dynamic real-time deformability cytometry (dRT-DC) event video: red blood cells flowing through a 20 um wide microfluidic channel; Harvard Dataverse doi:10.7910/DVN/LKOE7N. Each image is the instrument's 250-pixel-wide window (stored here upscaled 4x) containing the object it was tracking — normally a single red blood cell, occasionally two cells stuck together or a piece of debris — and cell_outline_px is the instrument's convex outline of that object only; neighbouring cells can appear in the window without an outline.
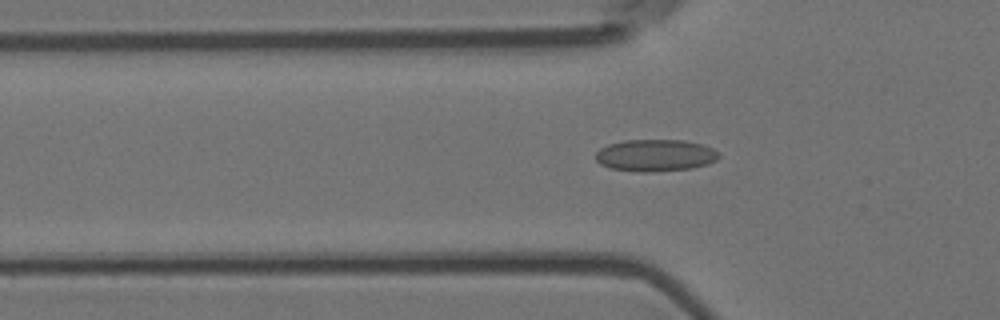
{"species": "Egyptian fruit bat (a non-hibernating species)", "species_latin": "Rousettus aegyptiacus", "temperature_condition": "room temperature", "stored_images_in_passage": 33, "camera_frame_rate_fps": 3000, "um_per_image_px": 0.085, "animal": {"sex": "female"}, "frame": {"image": 1, "passage_image": 2, "time_ms": 0.333, "image_size_px": [1000, 320], "cell_outline_px": [[720, 156], [716, 160], [708, 164], [692, 168], [652, 172], [640, 172], [612, 168], [600, 164], [596, 160], [596, 152], [600, 148], [608, 144], [624, 140], [684, 140], [704, 144], [720, 152]], "centroid_in_image_um": [55.73, 13.2], "position_along_channel_um": 70.1, "area_um2": 23.12}}
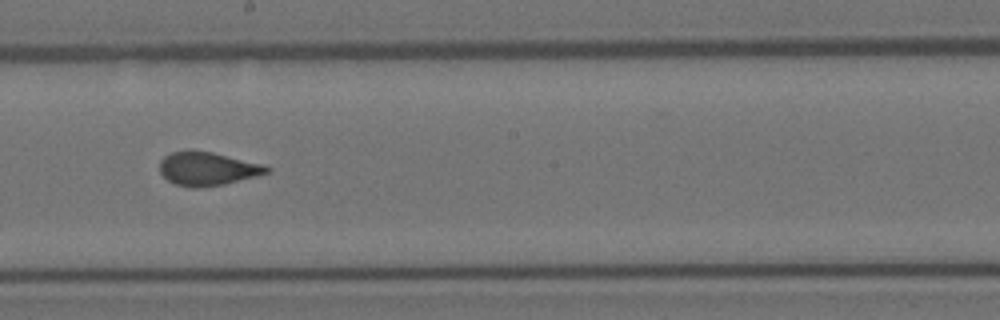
{"frame": {"image": 2, "passage_image": 15, "time_ms": 4.667, "image_size_px": [1000, 320], "cell_outline_px": [[272, 168], [268, 172], [256, 176], [224, 184], [196, 188], [192, 188], [176, 184], [168, 180], [160, 172], [160, 160], [164, 156], [172, 152], [188, 148], [192, 148], [212, 152], [260, 164]], "centroid_in_image_um": [17.58, 14.32], "position_along_channel_um": 230.6, "area_um2": 20.92}}
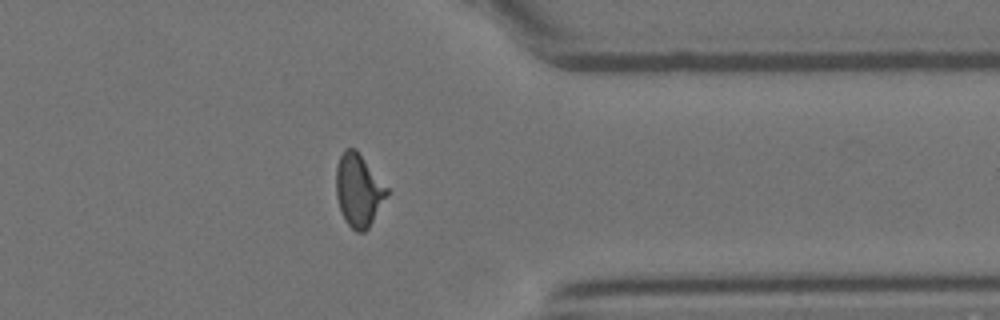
{"frame": {"image": 3, "passage_image": 28, "time_ms": 9.0, "image_size_px": [1000, 320], "cell_outline_px": [[388, 192], [368, 228], [364, 232], [356, 232], [344, 220], [336, 196], [336, 168], [340, 156], [344, 148], [356, 148], [388, 188]], "centroid_in_image_um": [30.45, 16.14], "position_along_channel_um": 380.9, "area_um2": 21.27}, "authors_computed_cell_mechanics": {"area_um2": 20.808, "velocity_mm_per_s": 3.6861, "shape_relaxation_time_tau1_ms": 10.9586, "shape_relaxation_time_tau2_ms": 0.72, "deformation_change_tau1": 0.2163, "deformation_change_tau2": 0.0502}}